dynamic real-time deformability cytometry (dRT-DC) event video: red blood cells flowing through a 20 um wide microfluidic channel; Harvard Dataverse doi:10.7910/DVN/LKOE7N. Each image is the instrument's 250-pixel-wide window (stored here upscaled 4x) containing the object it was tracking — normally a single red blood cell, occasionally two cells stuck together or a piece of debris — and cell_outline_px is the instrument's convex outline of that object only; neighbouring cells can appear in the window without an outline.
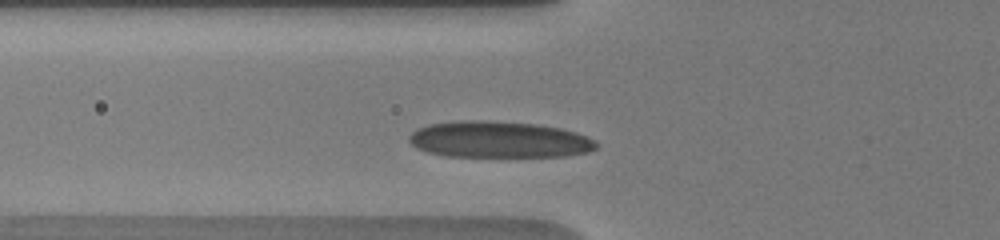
{"species": "human", "species_latin": "Homo sapiens", "temperature_condition": "warm", "stored_images_in_passage": 20, "camera_frame_rate_fps": 3000, "um_per_image_px": 0.085, "donor": {"sex": "male"}, "frame": {"image": 1, "passage_image": 3, "time_ms": 1.667, "image_size_px": [1000, 240], "cell_outline_px": [[596, 148], [588, 152], [564, 156], [444, 156], [428, 152], [416, 148], [408, 140], [408, 136], [416, 128], [428, 124], [460, 120], [484, 120], [536, 124], [560, 128], [576, 132], [588, 136], [596, 140]], "centroid_in_image_um": [42.38, 11.85], "position_along_channel_um": 83.4, "area_um2": 39.88}}
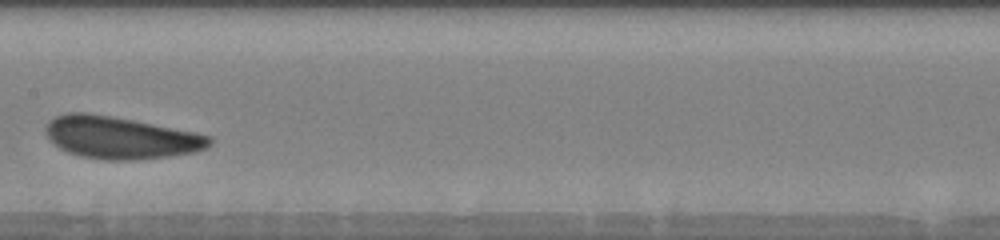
{"frame": {"image": 2, "passage_image": 10, "time_ms": 4.667, "image_size_px": [1000, 240], "cell_outline_px": [[212, 144], [196, 152], [168, 156], [132, 160], [104, 160], [80, 156], [68, 152], [60, 148], [48, 140], [44, 128], [48, 120], [56, 116], [68, 112], [88, 112], [112, 116], [196, 132], [212, 136]], "centroid_in_image_um": [10.21, 11.69], "position_along_channel_um": 197.2, "area_um2": 40.52}}
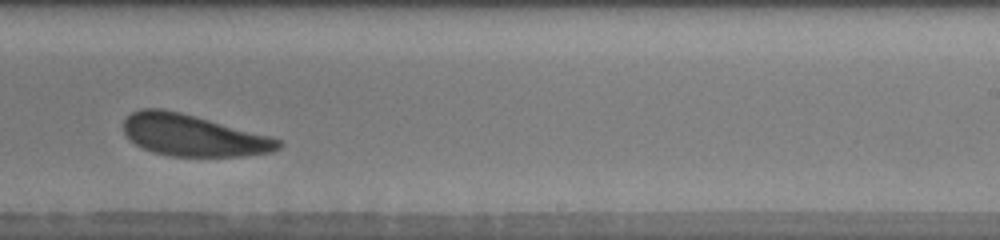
{"frame": {"image": 3, "passage_image": 15, "time_ms": 6.667, "image_size_px": [1000, 240], "cell_outline_px": [[284, 144], [280, 148], [272, 152], [244, 156], [168, 156], [152, 152], [136, 144], [124, 132], [124, 120], [132, 112], [140, 108], [164, 108], [180, 112], [268, 136], [280, 140]], "centroid_in_image_um": [16.4, 11.51], "position_along_channel_um": 272.6, "area_um2": 37.17}, "authors_computed_cell_mechanics": {"area_um2": 38.6104, "velocity_mm_per_s": 3.7784, "shape_relaxation_time_tau1_ms": 2.3257, "shape_relaxation_time_tau2_ms": 2.9456, "deformation_change_tau1": 0.0913, "deformation_change_tau2": 0.0888}}